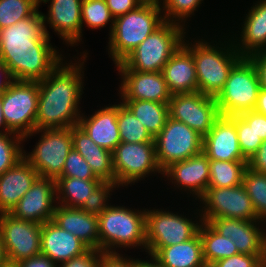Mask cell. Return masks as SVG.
Masks as SVG:
<instances>
[{"label": "cell", "instance_id": "50", "mask_svg": "<svg viewBox=\"0 0 266 267\" xmlns=\"http://www.w3.org/2000/svg\"><path fill=\"white\" fill-rule=\"evenodd\" d=\"M20 267H58L49 257L42 254L18 262Z\"/></svg>", "mask_w": 266, "mask_h": 267}, {"label": "cell", "instance_id": "13", "mask_svg": "<svg viewBox=\"0 0 266 267\" xmlns=\"http://www.w3.org/2000/svg\"><path fill=\"white\" fill-rule=\"evenodd\" d=\"M202 220L225 217L260 221L243 184L233 187L207 188L197 201Z\"/></svg>", "mask_w": 266, "mask_h": 267}, {"label": "cell", "instance_id": "17", "mask_svg": "<svg viewBox=\"0 0 266 267\" xmlns=\"http://www.w3.org/2000/svg\"><path fill=\"white\" fill-rule=\"evenodd\" d=\"M57 205L55 180L38 177L9 214L16 219L43 224L52 221Z\"/></svg>", "mask_w": 266, "mask_h": 267}, {"label": "cell", "instance_id": "30", "mask_svg": "<svg viewBox=\"0 0 266 267\" xmlns=\"http://www.w3.org/2000/svg\"><path fill=\"white\" fill-rule=\"evenodd\" d=\"M140 120L150 135L155 138L169 118L168 103L148 100H119Z\"/></svg>", "mask_w": 266, "mask_h": 267}, {"label": "cell", "instance_id": "33", "mask_svg": "<svg viewBox=\"0 0 266 267\" xmlns=\"http://www.w3.org/2000/svg\"><path fill=\"white\" fill-rule=\"evenodd\" d=\"M247 163L248 161L210 160L208 188L239 186L243 182Z\"/></svg>", "mask_w": 266, "mask_h": 267}, {"label": "cell", "instance_id": "44", "mask_svg": "<svg viewBox=\"0 0 266 267\" xmlns=\"http://www.w3.org/2000/svg\"><path fill=\"white\" fill-rule=\"evenodd\" d=\"M212 267H261V258L257 255L239 253L215 262Z\"/></svg>", "mask_w": 266, "mask_h": 267}, {"label": "cell", "instance_id": "41", "mask_svg": "<svg viewBox=\"0 0 266 267\" xmlns=\"http://www.w3.org/2000/svg\"><path fill=\"white\" fill-rule=\"evenodd\" d=\"M238 143L243 156L248 160L260 147L262 140L240 115H236Z\"/></svg>", "mask_w": 266, "mask_h": 267}, {"label": "cell", "instance_id": "23", "mask_svg": "<svg viewBox=\"0 0 266 267\" xmlns=\"http://www.w3.org/2000/svg\"><path fill=\"white\" fill-rule=\"evenodd\" d=\"M89 115V116H87ZM118 104L100 107L92 114L82 113L78 126L100 147L114 151L121 142L117 123Z\"/></svg>", "mask_w": 266, "mask_h": 267}, {"label": "cell", "instance_id": "16", "mask_svg": "<svg viewBox=\"0 0 266 267\" xmlns=\"http://www.w3.org/2000/svg\"><path fill=\"white\" fill-rule=\"evenodd\" d=\"M83 0H39L40 6L48 5V13H43L44 30H54L67 48L80 45L82 41L81 6Z\"/></svg>", "mask_w": 266, "mask_h": 267}, {"label": "cell", "instance_id": "7", "mask_svg": "<svg viewBox=\"0 0 266 267\" xmlns=\"http://www.w3.org/2000/svg\"><path fill=\"white\" fill-rule=\"evenodd\" d=\"M186 216L168 208L146 209V247L153 256L160 248L186 242L199 233L203 222L199 207ZM168 209V210H167ZM196 211V212H195ZM194 217V218H193Z\"/></svg>", "mask_w": 266, "mask_h": 267}, {"label": "cell", "instance_id": "32", "mask_svg": "<svg viewBox=\"0 0 266 267\" xmlns=\"http://www.w3.org/2000/svg\"><path fill=\"white\" fill-rule=\"evenodd\" d=\"M199 236L202 242L203 258L206 265L212 266L221 259L239 254L230 238L221 236L207 222H202Z\"/></svg>", "mask_w": 266, "mask_h": 267}, {"label": "cell", "instance_id": "57", "mask_svg": "<svg viewBox=\"0 0 266 267\" xmlns=\"http://www.w3.org/2000/svg\"><path fill=\"white\" fill-rule=\"evenodd\" d=\"M0 267H20L18 262L6 260Z\"/></svg>", "mask_w": 266, "mask_h": 267}, {"label": "cell", "instance_id": "43", "mask_svg": "<svg viewBox=\"0 0 266 267\" xmlns=\"http://www.w3.org/2000/svg\"><path fill=\"white\" fill-rule=\"evenodd\" d=\"M101 250L89 248L81 255L58 264V267H100Z\"/></svg>", "mask_w": 266, "mask_h": 267}, {"label": "cell", "instance_id": "47", "mask_svg": "<svg viewBox=\"0 0 266 267\" xmlns=\"http://www.w3.org/2000/svg\"><path fill=\"white\" fill-rule=\"evenodd\" d=\"M111 15L116 18L136 9L145 0H105Z\"/></svg>", "mask_w": 266, "mask_h": 267}, {"label": "cell", "instance_id": "39", "mask_svg": "<svg viewBox=\"0 0 266 267\" xmlns=\"http://www.w3.org/2000/svg\"><path fill=\"white\" fill-rule=\"evenodd\" d=\"M23 137L13 133H0V175L24 158Z\"/></svg>", "mask_w": 266, "mask_h": 267}, {"label": "cell", "instance_id": "21", "mask_svg": "<svg viewBox=\"0 0 266 267\" xmlns=\"http://www.w3.org/2000/svg\"><path fill=\"white\" fill-rule=\"evenodd\" d=\"M203 153L209 160L248 161L242 154L236 130V115L220 116L203 137Z\"/></svg>", "mask_w": 266, "mask_h": 267}, {"label": "cell", "instance_id": "22", "mask_svg": "<svg viewBox=\"0 0 266 267\" xmlns=\"http://www.w3.org/2000/svg\"><path fill=\"white\" fill-rule=\"evenodd\" d=\"M242 18L243 22L239 28L241 32L229 31L228 34L238 53L242 57H249L266 50V0L253 2L248 13H245Z\"/></svg>", "mask_w": 266, "mask_h": 267}, {"label": "cell", "instance_id": "8", "mask_svg": "<svg viewBox=\"0 0 266 267\" xmlns=\"http://www.w3.org/2000/svg\"><path fill=\"white\" fill-rule=\"evenodd\" d=\"M260 89L256 66L249 57H242L215 98L220 116L230 117L254 110Z\"/></svg>", "mask_w": 266, "mask_h": 267}, {"label": "cell", "instance_id": "45", "mask_svg": "<svg viewBox=\"0 0 266 267\" xmlns=\"http://www.w3.org/2000/svg\"><path fill=\"white\" fill-rule=\"evenodd\" d=\"M100 267H135V258L125 253L103 252Z\"/></svg>", "mask_w": 266, "mask_h": 267}, {"label": "cell", "instance_id": "34", "mask_svg": "<svg viewBox=\"0 0 266 267\" xmlns=\"http://www.w3.org/2000/svg\"><path fill=\"white\" fill-rule=\"evenodd\" d=\"M117 123L121 142H155L140 120L121 101L118 103Z\"/></svg>", "mask_w": 266, "mask_h": 267}, {"label": "cell", "instance_id": "3", "mask_svg": "<svg viewBox=\"0 0 266 267\" xmlns=\"http://www.w3.org/2000/svg\"><path fill=\"white\" fill-rule=\"evenodd\" d=\"M222 33L218 42L215 36L212 40L213 37L208 39L206 34V38L196 36L193 39L187 34L183 40L195 62L198 92L214 98L222 91L231 69L242 58L232 39L224 33L222 36Z\"/></svg>", "mask_w": 266, "mask_h": 267}, {"label": "cell", "instance_id": "38", "mask_svg": "<svg viewBox=\"0 0 266 267\" xmlns=\"http://www.w3.org/2000/svg\"><path fill=\"white\" fill-rule=\"evenodd\" d=\"M163 12L164 21L175 22L189 30V19L199 10L204 0H158ZM203 1V2H202Z\"/></svg>", "mask_w": 266, "mask_h": 267}, {"label": "cell", "instance_id": "6", "mask_svg": "<svg viewBox=\"0 0 266 267\" xmlns=\"http://www.w3.org/2000/svg\"><path fill=\"white\" fill-rule=\"evenodd\" d=\"M190 32L183 25L164 21L120 63L116 70L161 72Z\"/></svg>", "mask_w": 266, "mask_h": 267}, {"label": "cell", "instance_id": "56", "mask_svg": "<svg viewBox=\"0 0 266 267\" xmlns=\"http://www.w3.org/2000/svg\"><path fill=\"white\" fill-rule=\"evenodd\" d=\"M7 260L6 253L4 251L3 241L0 235V266Z\"/></svg>", "mask_w": 266, "mask_h": 267}, {"label": "cell", "instance_id": "1", "mask_svg": "<svg viewBox=\"0 0 266 267\" xmlns=\"http://www.w3.org/2000/svg\"><path fill=\"white\" fill-rule=\"evenodd\" d=\"M51 38L44 30L39 9L32 16L0 29V61L13 80L41 81L68 58L52 45Z\"/></svg>", "mask_w": 266, "mask_h": 267}, {"label": "cell", "instance_id": "20", "mask_svg": "<svg viewBox=\"0 0 266 267\" xmlns=\"http://www.w3.org/2000/svg\"><path fill=\"white\" fill-rule=\"evenodd\" d=\"M207 223L221 236L230 238L239 253L262 257L265 222L218 217Z\"/></svg>", "mask_w": 266, "mask_h": 267}, {"label": "cell", "instance_id": "14", "mask_svg": "<svg viewBox=\"0 0 266 267\" xmlns=\"http://www.w3.org/2000/svg\"><path fill=\"white\" fill-rule=\"evenodd\" d=\"M168 109L170 118L185 123L203 137L220 117L216 99L198 91L172 95Z\"/></svg>", "mask_w": 266, "mask_h": 267}, {"label": "cell", "instance_id": "40", "mask_svg": "<svg viewBox=\"0 0 266 267\" xmlns=\"http://www.w3.org/2000/svg\"><path fill=\"white\" fill-rule=\"evenodd\" d=\"M120 187L114 182H102L93 192L89 198L84 202L80 209L93 215H101L112 204L110 200L116 190ZM115 190V191H114ZM111 192V193H110Z\"/></svg>", "mask_w": 266, "mask_h": 267}, {"label": "cell", "instance_id": "24", "mask_svg": "<svg viewBox=\"0 0 266 267\" xmlns=\"http://www.w3.org/2000/svg\"><path fill=\"white\" fill-rule=\"evenodd\" d=\"M41 254L57 265L86 252L89 247L53 221L41 224Z\"/></svg>", "mask_w": 266, "mask_h": 267}, {"label": "cell", "instance_id": "46", "mask_svg": "<svg viewBox=\"0 0 266 267\" xmlns=\"http://www.w3.org/2000/svg\"><path fill=\"white\" fill-rule=\"evenodd\" d=\"M240 116L253 127L257 136L261 138L262 141L266 140V115L261 114L255 110L247 111L241 113Z\"/></svg>", "mask_w": 266, "mask_h": 267}, {"label": "cell", "instance_id": "53", "mask_svg": "<svg viewBox=\"0 0 266 267\" xmlns=\"http://www.w3.org/2000/svg\"><path fill=\"white\" fill-rule=\"evenodd\" d=\"M254 110L266 115V89H260Z\"/></svg>", "mask_w": 266, "mask_h": 267}, {"label": "cell", "instance_id": "12", "mask_svg": "<svg viewBox=\"0 0 266 267\" xmlns=\"http://www.w3.org/2000/svg\"><path fill=\"white\" fill-rule=\"evenodd\" d=\"M154 141L156 160L162 172L175 162L203 152V136L185 123L170 117Z\"/></svg>", "mask_w": 266, "mask_h": 267}, {"label": "cell", "instance_id": "31", "mask_svg": "<svg viewBox=\"0 0 266 267\" xmlns=\"http://www.w3.org/2000/svg\"><path fill=\"white\" fill-rule=\"evenodd\" d=\"M55 182L57 204L70 208H80L89 198V195L92 194L103 181L59 177Z\"/></svg>", "mask_w": 266, "mask_h": 267}, {"label": "cell", "instance_id": "26", "mask_svg": "<svg viewBox=\"0 0 266 267\" xmlns=\"http://www.w3.org/2000/svg\"><path fill=\"white\" fill-rule=\"evenodd\" d=\"M161 73L172 95L198 91L192 53L182 44L164 65Z\"/></svg>", "mask_w": 266, "mask_h": 267}, {"label": "cell", "instance_id": "11", "mask_svg": "<svg viewBox=\"0 0 266 267\" xmlns=\"http://www.w3.org/2000/svg\"><path fill=\"white\" fill-rule=\"evenodd\" d=\"M39 81L13 80L2 94V112L7 128L22 137L35 130Z\"/></svg>", "mask_w": 266, "mask_h": 267}, {"label": "cell", "instance_id": "9", "mask_svg": "<svg viewBox=\"0 0 266 267\" xmlns=\"http://www.w3.org/2000/svg\"><path fill=\"white\" fill-rule=\"evenodd\" d=\"M37 134L40 136L38 142L32 152L24 150V159L37 171L39 177L56 181L61 176L66 158L73 148L72 127L34 130L25 135L23 141L27 142Z\"/></svg>", "mask_w": 266, "mask_h": 267}, {"label": "cell", "instance_id": "48", "mask_svg": "<svg viewBox=\"0 0 266 267\" xmlns=\"http://www.w3.org/2000/svg\"><path fill=\"white\" fill-rule=\"evenodd\" d=\"M247 166L257 173L266 174V140L259 149L248 159Z\"/></svg>", "mask_w": 266, "mask_h": 267}, {"label": "cell", "instance_id": "52", "mask_svg": "<svg viewBox=\"0 0 266 267\" xmlns=\"http://www.w3.org/2000/svg\"><path fill=\"white\" fill-rule=\"evenodd\" d=\"M146 258L141 260V258H135V267H162L160 263L151 255L147 254ZM150 256V257H149ZM150 258V259H149Z\"/></svg>", "mask_w": 266, "mask_h": 267}, {"label": "cell", "instance_id": "2", "mask_svg": "<svg viewBox=\"0 0 266 267\" xmlns=\"http://www.w3.org/2000/svg\"><path fill=\"white\" fill-rule=\"evenodd\" d=\"M77 52L80 56L73 55L74 61L65 59L39 81L35 130L63 129L78 125L83 112L80 101L85 90V62L89 54L86 50L80 54Z\"/></svg>", "mask_w": 266, "mask_h": 267}, {"label": "cell", "instance_id": "55", "mask_svg": "<svg viewBox=\"0 0 266 267\" xmlns=\"http://www.w3.org/2000/svg\"><path fill=\"white\" fill-rule=\"evenodd\" d=\"M261 267H266V230L263 237Z\"/></svg>", "mask_w": 266, "mask_h": 267}, {"label": "cell", "instance_id": "36", "mask_svg": "<svg viewBox=\"0 0 266 267\" xmlns=\"http://www.w3.org/2000/svg\"><path fill=\"white\" fill-rule=\"evenodd\" d=\"M242 184L252 200L258 219L266 223V174L254 172L247 167Z\"/></svg>", "mask_w": 266, "mask_h": 267}, {"label": "cell", "instance_id": "54", "mask_svg": "<svg viewBox=\"0 0 266 267\" xmlns=\"http://www.w3.org/2000/svg\"><path fill=\"white\" fill-rule=\"evenodd\" d=\"M7 132H11V131L7 128V124H6L4 116H3L2 94H0V133H7Z\"/></svg>", "mask_w": 266, "mask_h": 267}, {"label": "cell", "instance_id": "42", "mask_svg": "<svg viewBox=\"0 0 266 267\" xmlns=\"http://www.w3.org/2000/svg\"><path fill=\"white\" fill-rule=\"evenodd\" d=\"M60 177H74L82 180H101L92 172L84 157L74 148L69 152Z\"/></svg>", "mask_w": 266, "mask_h": 267}, {"label": "cell", "instance_id": "10", "mask_svg": "<svg viewBox=\"0 0 266 267\" xmlns=\"http://www.w3.org/2000/svg\"><path fill=\"white\" fill-rule=\"evenodd\" d=\"M112 157L115 183L120 188H127L143 179L145 181V178L153 174L157 178L160 175V179H163V172L156 160L155 142H120L112 152Z\"/></svg>", "mask_w": 266, "mask_h": 267}, {"label": "cell", "instance_id": "29", "mask_svg": "<svg viewBox=\"0 0 266 267\" xmlns=\"http://www.w3.org/2000/svg\"><path fill=\"white\" fill-rule=\"evenodd\" d=\"M153 257L162 267H206L199 233L192 239L160 248Z\"/></svg>", "mask_w": 266, "mask_h": 267}, {"label": "cell", "instance_id": "37", "mask_svg": "<svg viewBox=\"0 0 266 267\" xmlns=\"http://www.w3.org/2000/svg\"><path fill=\"white\" fill-rule=\"evenodd\" d=\"M39 7V0H0V29L32 16Z\"/></svg>", "mask_w": 266, "mask_h": 267}, {"label": "cell", "instance_id": "49", "mask_svg": "<svg viewBox=\"0 0 266 267\" xmlns=\"http://www.w3.org/2000/svg\"><path fill=\"white\" fill-rule=\"evenodd\" d=\"M249 58L256 66L261 88L266 89V50L259 51L249 56Z\"/></svg>", "mask_w": 266, "mask_h": 267}, {"label": "cell", "instance_id": "28", "mask_svg": "<svg viewBox=\"0 0 266 267\" xmlns=\"http://www.w3.org/2000/svg\"><path fill=\"white\" fill-rule=\"evenodd\" d=\"M72 140L73 148L84 157L95 176L115 183L112 152L98 146L78 125L72 126Z\"/></svg>", "mask_w": 266, "mask_h": 267}, {"label": "cell", "instance_id": "27", "mask_svg": "<svg viewBox=\"0 0 266 267\" xmlns=\"http://www.w3.org/2000/svg\"><path fill=\"white\" fill-rule=\"evenodd\" d=\"M52 221L61 229L70 232L89 248L99 250L98 216L89 214L80 208L57 205Z\"/></svg>", "mask_w": 266, "mask_h": 267}, {"label": "cell", "instance_id": "18", "mask_svg": "<svg viewBox=\"0 0 266 267\" xmlns=\"http://www.w3.org/2000/svg\"><path fill=\"white\" fill-rule=\"evenodd\" d=\"M209 158L201 152L186 160L171 164L163 171V178L187 197L199 200L208 188L210 172ZM183 190V191H182ZM192 194V195H191ZM189 195V196H188Z\"/></svg>", "mask_w": 266, "mask_h": 267}, {"label": "cell", "instance_id": "35", "mask_svg": "<svg viewBox=\"0 0 266 267\" xmlns=\"http://www.w3.org/2000/svg\"><path fill=\"white\" fill-rule=\"evenodd\" d=\"M81 23H82V38L83 29L85 27L92 29L105 28L109 26V36L114 26V17L105 0H83L81 6ZM110 23V24H109Z\"/></svg>", "mask_w": 266, "mask_h": 267}, {"label": "cell", "instance_id": "19", "mask_svg": "<svg viewBox=\"0 0 266 267\" xmlns=\"http://www.w3.org/2000/svg\"><path fill=\"white\" fill-rule=\"evenodd\" d=\"M121 82L119 96L121 100H148L168 103L171 92L161 72H140L135 70H117Z\"/></svg>", "mask_w": 266, "mask_h": 267}, {"label": "cell", "instance_id": "4", "mask_svg": "<svg viewBox=\"0 0 266 267\" xmlns=\"http://www.w3.org/2000/svg\"><path fill=\"white\" fill-rule=\"evenodd\" d=\"M98 221L99 250L102 252H121L122 249L127 251L128 248L147 252L145 207L139 210L122 204H110L98 216Z\"/></svg>", "mask_w": 266, "mask_h": 267}, {"label": "cell", "instance_id": "51", "mask_svg": "<svg viewBox=\"0 0 266 267\" xmlns=\"http://www.w3.org/2000/svg\"><path fill=\"white\" fill-rule=\"evenodd\" d=\"M13 81L7 67L0 61V94H3Z\"/></svg>", "mask_w": 266, "mask_h": 267}, {"label": "cell", "instance_id": "25", "mask_svg": "<svg viewBox=\"0 0 266 267\" xmlns=\"http://www.w3.org/2000/svg\"><path fill=\"white\" fill-rule=\"evenodd\" d=\"M39 177L23 158L0 175V214L10 213Z\"/></svg>", "mask_w": 266, "mask_h": 267}, {"label": "cell", "instance_id": "5", "mask_svg": "<svg viewBox=\"0 0 266 267\" xmlns=\"http://www.w3.org/2000/svg\"><path fill=\"white\" fill-rule=\"evenodd\" d=\"M163 22V12L158 0H145L136 9L114 18L106 48L114 65L122 62Z\"/></svg>", "mask_w": 266, "mask_h": 267}, {"label": "cell", "instance_id": "15", "mask_svg": "<svg viewBox=\"0 0 266 267\" xmlns=\"http://www.w3.org/2000/svg\"><path fill=\"white\" fill-rule=\"evenodd\" d=\"M0 235L6 258L19 262L41 254V224L0 214Z\"/></svg>", "mask_w": 266, "mask_h": 267}]
</instances>
